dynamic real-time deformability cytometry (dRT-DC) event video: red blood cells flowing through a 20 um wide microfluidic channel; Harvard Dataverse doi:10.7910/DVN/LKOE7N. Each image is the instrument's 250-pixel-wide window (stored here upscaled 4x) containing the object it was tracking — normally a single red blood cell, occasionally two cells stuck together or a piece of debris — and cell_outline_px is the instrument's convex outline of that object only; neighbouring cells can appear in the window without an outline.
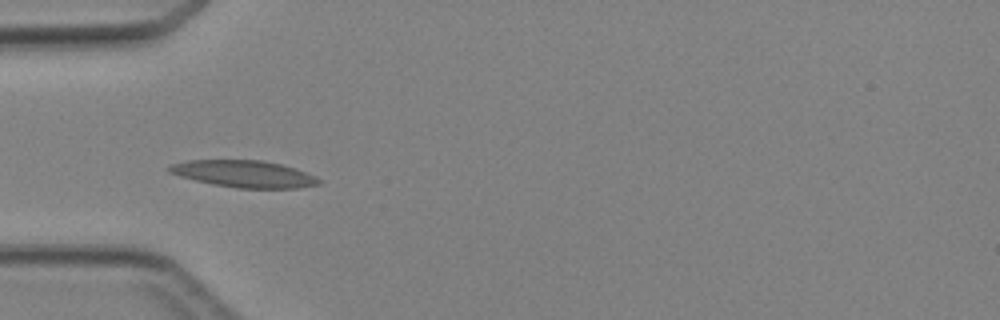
{"species": "Egyptian fruit bat (a non-hibernating species)", "species_latin": "Rousettus aegyptiacus", "temperature_condition": "cold", "stored_images_in_passage": 4, "camera_frame_rate_fps": 3000, "um_per_image_px": 0.085, "animal": {"sex": "female"}, "frame": {"image": 1, "passage_image": 3, "time_ms": 2.667, "image_size_px": [1000, 320], "cell_outline_px": [[320, 184], [296, 188], [236, 188], [212, 184], [180, 176], [168, 172], [164, 168], [168, 164], [188, 160], [264, 160], [280, 164], [316, 176], [320, 180]], "centroid_in_image_um": [20.67, 14.77], "position_along_channel_um": 64.3, "area_um2": 23.47}}
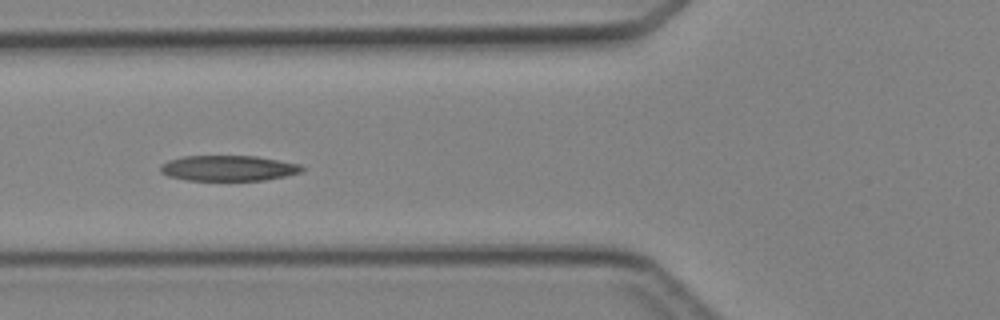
{"frame": {"image": 2, "passage_image": 4, "time_ms": 3.667, "image_size_px": [1000, 320], "cell_outline_px": [[304, 168], [300, 172], [284, 176], [264, 180], [188, 180], [168, 176], [160, 172], [160, 164], [168, 160], [184, 156], [256, 156], [300, 164]], "centroid_in_image_um": [19.37, 14.29], "position_along_channel_um": 106.4, "area_um2": 20.92}}